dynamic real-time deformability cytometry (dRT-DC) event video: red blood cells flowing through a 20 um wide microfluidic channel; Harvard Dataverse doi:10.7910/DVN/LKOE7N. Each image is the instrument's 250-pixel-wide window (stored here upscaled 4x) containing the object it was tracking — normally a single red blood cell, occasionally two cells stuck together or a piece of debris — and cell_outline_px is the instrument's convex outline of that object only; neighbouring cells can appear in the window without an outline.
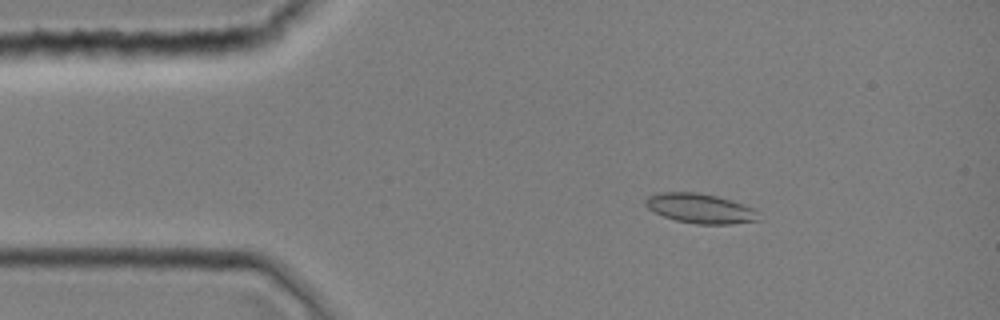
{"species": "common noctule bat (a hibernating species)", "species_latin": "Nyctalus noctula", "temperature_condition": "room temperature", "stored_images_in_passage": 6, "camera_frame_rate_fps": 3000, "um_per_image_px": 0.085, "animal": {"sex": "female", "body_mass_g": 19.0, "forearm_length_mm": 51.5}, "frame": {"image": 1, "passage_image": 6, "time_ms": 1.667, "image_size_px": [1000, 320], "cell_outline_px": [[760, 220], [728, 224], [696, 224], [676, 220], [664, 216], [648, 208], [644, 204], [644, 200], [648, 196], [656, 192], [696, 192], [716, 196], [732, 200], [752, 208]], "centroid_in_image_um": [59.46, 17.7], "position_along_channel_um": 25.5, "area_um2": 19.36}}